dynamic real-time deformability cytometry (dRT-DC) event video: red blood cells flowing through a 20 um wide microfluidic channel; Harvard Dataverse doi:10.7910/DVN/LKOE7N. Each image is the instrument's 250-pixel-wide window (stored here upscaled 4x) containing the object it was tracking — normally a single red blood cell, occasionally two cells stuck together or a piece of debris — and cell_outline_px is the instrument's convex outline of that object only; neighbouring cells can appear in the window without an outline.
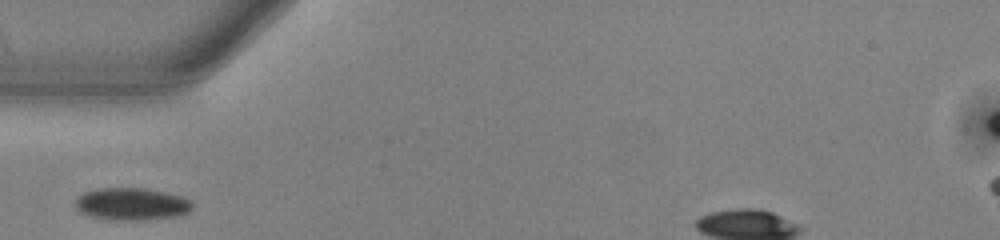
{"species": "common noctule bat (a hibernating species)", "species_latin": "Nyctalus noctula", "temperature_condition": "warm", "stored_images_in_passage": 26, "camera_frame_rate_fps": 3000, "um_per_image_px": 0.085, "animal": {"sex": "male", "body_mass_g": 13.0, "forearm_length_mm": 53.1}, "frame": {"image": 1, "passage_image": 1, "time_ms": 0.0, "image_size_px": [1000, 240], "cell_outline_px": [[192, 208], [188, 212], [176, 216], [144, 220], [112, 220], [88, 216], [80, 212], [76, 208], [76, 200], [84, 192], [100, 188], [144, 188], [164, 192], [180, 196], [192, 200]], "centroid_in_image_um": [11.19, 17.35], "position_along_channel_um": 73.8, "area_um2": 22.02}}
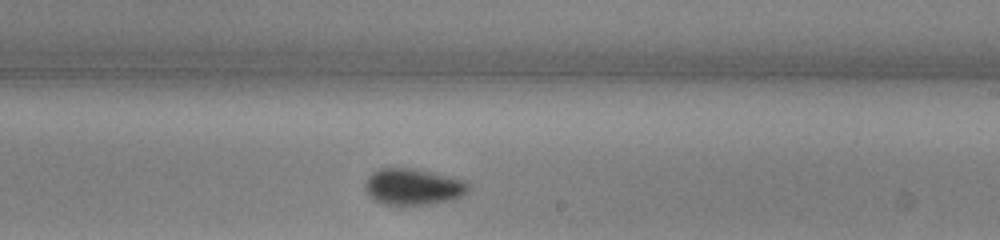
{"frame": {"image": 2, "passage_image": 15, "time_ms": 4.667, "image_size_px": [1000, 240], "cell_outline_px": [[468, 192], [464, 196], [456, 200], [428, 204], [380, 204], [368, 196], [364, 188], [364, 180], [372, 172], [380, 168], [412, 168], [432, 172], [464, 180], [468, 184]], "centroid_in_image_um": [35.09, 15.88], "position_along_channel_um": 253.9, "area_um2": 22.2}}
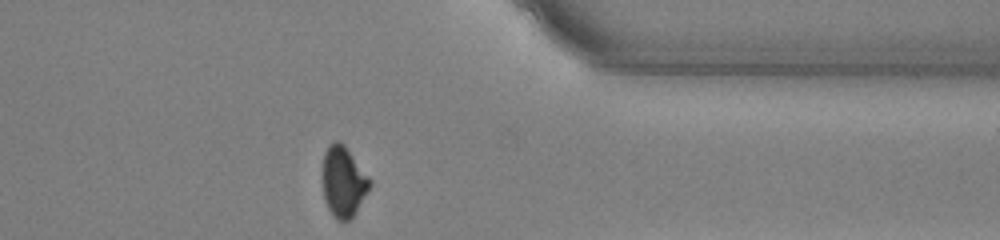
{"frame": {"image": 3, "passage_image": 26, "time_ms": 8.333, "image_size_px": [1000, 240], "cell_outline_px": [[372, 184], [356, 212], [344, 224], [336, 220], [332, 216], [324, 200], [324, 152], [328, 144], [336, 140], [340, 140], [344, 144], [372, 180]], "centroid_in_image_um": [29.21, 15.46], "position_along_channel_um": 382.2, "area_um2": 19.54}}